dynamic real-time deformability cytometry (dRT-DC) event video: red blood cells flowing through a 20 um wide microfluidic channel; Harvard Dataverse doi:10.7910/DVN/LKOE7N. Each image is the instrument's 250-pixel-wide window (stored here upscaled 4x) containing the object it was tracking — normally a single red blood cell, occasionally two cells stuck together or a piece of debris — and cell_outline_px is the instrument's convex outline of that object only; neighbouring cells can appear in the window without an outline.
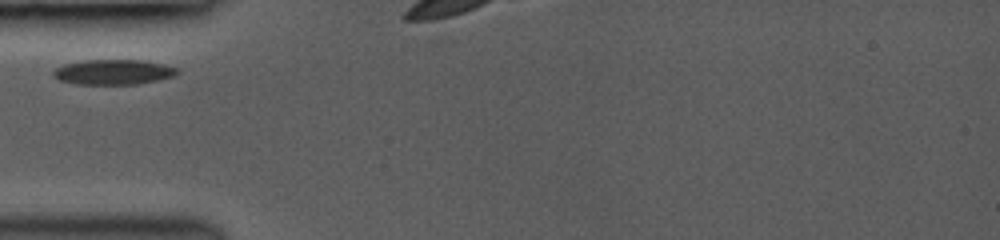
{"species": "common noctule bat (a hibernating species)", "species_latin": "Nyctalus noctula", "temperature_condition": "room temperature", "stored_images_in_passage": 11, "camera_frame_rate_fps": 3000, "um_per_image_px": 0.085, "animal": {"sex": "female", "body_mass_g": 19.0, "forearm_length_mm": 53.3}, "frame": {"image": 1, "passage_image": 1, "time_ms": 0.0, "image_size_px": [1000, 240], "cell_outline_px": [[180, 72], [176, 76], [136, 84], [76, 84], [60, 80], [52, 76], [52, 72], [56, 68], [64, 64], [84, 60], [140, 60], [164, 64], [180, 68]], "centroid_in_image_um": [9.66, 6.12], "position_along_channel_um": 75.3, "area_um2": 18.21}}
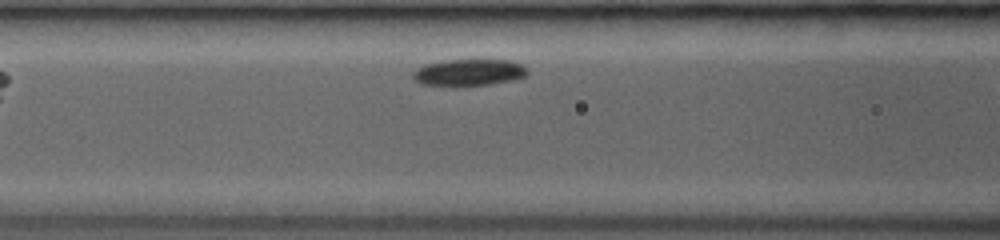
{"frame": {"image": 2, "passage_image": 6, "time_ms": 1.333, "image_size_px": [1000, 240], "cell_outline_px": [[528, 76], [512, 80], [492, 84], [420, 84], [412, 76], [412, 72], [424, 64], [444, 60], [508, 60], [520, 64], [528, 72]], "centroid_in_image_um": [39.86, 6.13], "position_along_channel_um": 126.7, "area_um2": 17.28}}
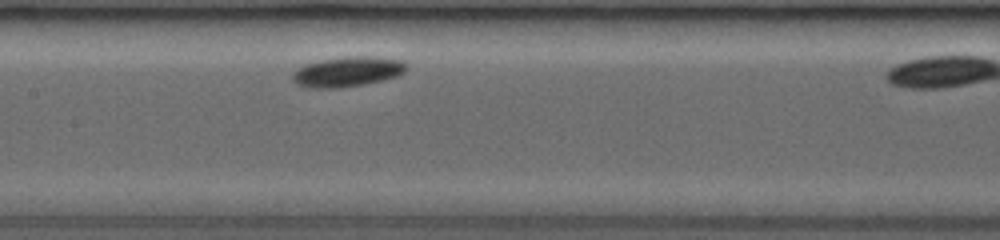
{"frame": {"image": 3, "passage_image": 10, "time_ms": 2.667, "image_size_px": [1000, 240], "cell_outline_px": [[408, 68], [404, 72], [396, 76], [364, 84], [340, 88], [304, 88], [296, 84], [292, 80], [292, 72], [296, 68], [304, 64], [324, 60], [348, 56], [372, 56], [404, 60], [408, 64]], "centroid_in_image_um": [29.51, 6.09], "position_along_channel_um": 177.9, "area_um2": 20.17}}